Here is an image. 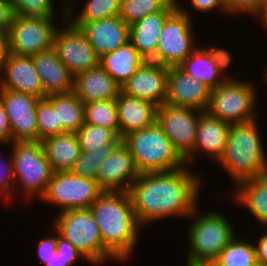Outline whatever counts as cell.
Returning a JSON list of instances; mask_svg holds the SVG:
<instances>
[{
	"label": "cell",
	"mask_w": 267,
	"mask_h": 266,
	"mask_svg": "<svg viewBox=\"0 0 267 266\" xmlns=\"http://www.w3.org/2000/svg\"><path fill=\"white\" fill-rule=\"evenodd\" d=\"M185 167L142 173L133 182L128 193L141 226L169 217L188 218L198 207L201 180Z\"/></svg>",
	"instance_id": "6da1fadb"
},
{
	"label": "cell",
	"mask_w": 267,
	"mask_h": 266,
	"mask_svg": "<svg viewBox=\"0 0 267 266\" xmlns=\"http://www.w3.org/2000/svg\"><path fill=\"white\" fill-rule=\"evenodd\" d=\"M89 209L99 227L104 248L115 261H126L134 250L142 227L129 193L104 191Z\"/></svg>",
	"instance_id": "7a4b0ae2"
},
{
	"label": "cell",
	"mask_w": 267,
	"mask_h": 266,
	"mask_svg": "<svg viewBox=\"0 0 267 266\" xmlns=\"http://www.w3.org/2000/svg\"><path fill=\"white\" fill-rule=\"evenodd\" d=\"M256 120L231 125L224 155L218 162L235 185L267 174V157Z\"/></svg>",
	"instance_id": "3957f363"
},
{
	"label": "cell",
	"mask_w": 267,
	"mask_h": 266,
	"mask_svg": "<svg viewBox=\"0 0 267 266\" xmlns=\"http://www.w3.org/2000/svg\"><path fill=\"white\" fill-rule=\"evenodd\" d=\"M122 142L128 147L140 174L167 172L186 165L156 122L127 134Z\"/></svg>",
	"instance_id": "277c9868"
},
{
	"label": "cell",
	"mask_w": 267,
	"mask_h": 266,
	"mask_svg": "<svg viewBox=\"0 0 267 266\" xmlns=\"http://www.w3.org/2000/svg\"><path fill=\"white\" fill-rule=\"evenodd\" d=\"M197 210L199 209L196 208L190 215L195 220L188 231L190 252L186 264L211 266L221 251L235 238V232L229 220L221 213L212 210L199 215Z\"/></svg>",
	"instance_id": "5b68a950"
},
{
	"label": "cell",
	"mask_w": 267,
	"mask_h": 266,
	"mask_svg": "<svg viewBox=\"0 0 267 266\" xmlns=\"http://www.w3.org/2000/svg\"><path fill=\"white\" fill-rule=\"evenodd\" d=\"M53 228L72 243L91 264L97 266L108 259L115 260L104 248L99 227L90 209L59 212L54 219Z\"/></svg>",
	"instance_id": "8992f818"
},
{
	"label": "cell",
	"mask_w": 267,
	"mask_h": 266,
	"mask_svg": "<svg viewBox=\"0 0 267 266\" xmlns=\"http://www.w3.org/2000/svg\"><path fill=\"white\" fill-rule=\"evenodd\" d=\"M12 146L15 191L19 190L18 193H20L22 187L26 198H34L38 195L42 198L53 170L46 159L41 141H15L12 142Z\"/></svg>",
	"instance_id": "52a82bcc"
},
{
	"label": "cell",
	"mask_w": 267,
	"mask_h": 266,
	"mask_svg": "<svg viewBox=\"0 0 267 266\" xmlns=\"http://www.w3.org/2000/svg\"><path fill=\"white\" fill-rule=\"evenodd\" d=\"M256 101V90L252 83L228 77L211 89L206 111L231 125L244 123L257 119L254 114Z\"/></svg>",
	"instance_id": "ba28073f"
},
{
	"label": "cell",
	"mask_w": 267,
	"mask_h": 266,
	"mask_svg": "<svg viewBox=\"0 0 267 266\" xmlns=\"http://www.w3.org/2000/svg\"><path fill=\"white\" fill-rule=\"evenodd\" d=\"M54 19L15 15L9 31L3 36L5 51L20 56H34L52 49L58 30Z\"/></svg>",
	"instance_id": "9c48e42d"
},
{
	"label": "cell",
	"mask_w": 267,
	"mask_h": 266,
	"mask_svg": "<svg viewBox=\"0 0 267 266\" xmlns=\"http://www.w3.org/2000/svg\"><path fill=\"white\" fill-rule=\"evenodd\" d=\"M178 7L167 17L158 38L155 63L177 67L197 47L189 13Z\"/></svg>",
	"instance_id": "30bf717a"
},
{
	"label": "cell",
	"mask_w": 267,
	"mask_h": 266,
	"mask_svg": "<svg viewBox=\"0 0 267 266\" xmlns=\"http://www.w3.org/2000/svg\"><path fill=\"white\" fill-rule=\"evenodd\" d=\"M103 192L95 179L78 176L71 171L53 172L41 199L58 205L63 212L89 209Z\"/></svg>",
	"instance_id": "8fae6325"
},
{
	"label": "cell",
	"mask_w": 267,
	"mask_h": 266,
	"mask_svg": "<svg viewBox=\"0 0 267 266\" xmlns=\"http://www.w3.org/2000/svg\"><path fill=\"white\" fill-rule=\"evenodd\" d=\"M201 112L192 108L170 106L166 103L157 108L156 123L170 139L175 151L185 163L192 161V150Z\"/></svg>",
	"instance_id": "7c38bea8"
},
{
	"label": "cell",
	"mask_w": 267,
	"mask_h": 266,
	"mask_svg": "<svg viewBox=\"0 0 267 266\" xmlns=\"http://www.w3.org/2000/svg\"><path fill=\"white\" fill-rule=\"evenodd\" d=\"M64 28H58L55 33L53 49L59 60L75 77L77 74L100 64V57L90 45L85 33L73 25L66 17L64 6Z\"/></svg>",
	"instance_id": "4fadbf2b"
},
{
	"label": "cell",
	"mask_w": 267,
	"mask_h": 266,
	"mask_svg": "<svg viewBox=\"0 0 267 266\" xmlns=\"http://www.w3.org/2000/svg\"><path fill=\"white\" fill-rule=\"evenodd\" d=\"M39 99L30 94L0 89V101L8 115L13 142L38 141L36 110Z\"/></svg>",
	"instance_id": "5bb4252c"
},
{
	"label": "cell",
	"mask_w": 267,
	"mask_h": 266,
	"mask_svg": "<svg viewBox=\"0 0 267 266\" xmlns=\"http://www.w3.org/2000/svg\"><path fill=\"white\" fill-rule=\"evenodd\" d=\"M231 56L229 51L223 48L197 47L179 67L196 80L214 89L228 78L223 72L231 64L233 60Z\"/></svg>",
	"instance_id": "9a60e30c"
},
{
	"label": "cell",
	"mask_w": 267,
	"mask_h": 266,
	"mask_svg": "<svg viewBox=\"0 0 267 266\" xmlns=\"http://www.w3.org/2000/svg\"><path fill=\"white\" fill-rule=\"evenodd\" d=\"M0 89H7L44 98L43 86L31 56L4 51L1 60Z\"/></svg>",
	"instance_id": "2e32d148"
},
{
	"label": "cell",
	"mask_w": 267,
	"mask_h": 266,
	"mask_svg": "<svg viewBox=\"0 0 267 266\" xmlns=\"http://www.w3.org/2000/svg\"><path fill=\"white\" fill-rule=\"evenodd\" d=\"M210 95L211 88L206 84L185 73L179 66L168 67L166 104L206 111Z\"/></svg>",
	"instance_id": "e0dca14e"
},
{
	"label": "cell",
	"mask_w": 267,
	"mask_h": 266,
	"mask_svg": "<svg viewBox=\"0 0 267 266\" xmlns=\"http://www.w3.org/2000/svg\"><path fill=\"white\" fill-rule=\"evenodd\" d=\"M139 175L133 156L121 141L100 164L95 180L103 191L128 192Z\"/></svg>",
	"instance_id": "ac0fdd59"
},
{
	"label": "cell",
	"mask_w": 267,
	"mask_h": 266,
	"mask_svg": "<svg viewBox=\"0 0 267 266\" xmlns=\"http://www.w3.org/2000/svg\"><path fill=\"white\" fill-rule=\"evenodd\" d=\"M168 67L145 61L122 86L125 94L162 106L167 94Z\"/></svg>",
	"instance_id": "d6986e66"
},
{
	"label": "cell",
	"mask_w": 267,
	"mask_h": 266,
	"mask_svg": "<svg viewBox=\"0 0 267 266\" xmlns=\"http://www.w3.org/2000/svg\"><path fill=\"white\" fill-rule=\"evenodd\" d=\"M71 23L80 27L85 33L99 57L116 50L129 41L130 26L119 15L92 22Z\"/></svg>",
	"instance_id": "ffe728a7"
},
{
	"label": "cell",
	"mask_w": 267,
	"mask_h": 266,
	"mask_svg": "<svg viewBox=\"0 0 267 266\" xmlns=\"http://www.w3.org/2000/svg\"><path fill=\"white\" fill-rule=\"evenodd\" d=\"M177 7V0H173L164 10L149 14L130 25L129 41L146 61L155 62L160 32L167 17Z\"/></svg>",
	"instance_id": "44dd1931"
},
{
	"label": "cell",
	"mask_w": 267,
	"mask_h": 266,
	"mask_svg": "<svg viewBox=\"0 0 267 266\" xmlns=\"http://www.w3.org/2000/svg\"><path fill=\"white\" fill-rule=\"evenodd\" d=\"M31 57L43 86L44 98L73 92L74 76L59 60L53 48Z\"/></svg>",
	"instance_id": "7402d4cb"
},
{
	"label": "cell",
	"mask_w": 267,
	"mask_h": 266,
	"mask_svg": "<svg viewBox=\"0 0 267 266\" xmlns=\"http://www.w3.org/2000/svg\"><path fill=\"white\" fill-rule=\"evenodd\" d=\"M231 124L202 111L196 129V139L192 150V161L198 151L205 152L215 162H219L225 152Z\"/></svg>",
	"instance_id": "603a6c76"
},
{
	"label": "cell",
	"mask_w": 267,
	"mask_h": 266,
	"mask_svg": "<svg viewBox=\"0 0 267 266\" xmlns=\"http://www.w3.org/2000/svg\"><path fill=\"white\" fill-rule=\"evenodd\" d=\"M121 86L99 64L74 77L73 92L85 104L100 100H114Z\"/></svg>",
	"instance_id": "cb8c5ba5"
},
{
	"label": "cell",
	"mask_w": 267,
	"mask_h": 266,
	"mask_svg": "<svg viewBox=\"0 0 267 266\" xmlns=\"http://www.w3.org/2000/svg\"><path fill=\"white\" fill-rule=\"evenodd\" d=\"M119 121V137L149 127L156 122L158 106L154 103L135 98L120 92L116 98Z\"/></svg>",
	"instance_id": "d4e9b609"
},
{
	"label": "cell",
	"mask_w": 267,
	"mask_h": 266,
	"mask_svg": "<svg viewBox=\"0 0 267 266\" xmlns=\"http://www.w3.org/2000/svg\"><path fill=\"white\" fill-rule=\"evenodd\" d=\"M41 143L53 172L70 171L81 154L78 137L74 132L46 137Z\"/></svg>",
	"instance_id": "484cf974"
},
{
	"label": "cell",
	"mask_w": 267,
	"mask_h": 266,
	"mask_svg": "<svg viewBox=\"0 0 267 266\" xmlns=\"http://www.w3.org/2000/svg\"><path fill=\"white\" fill-rule=\"evenodd\" d=\"M145 61L130 41L100 57V65L120 86L127 82Z\"/></svg>",
	"instance_id": "4316f807"
},
{
	"label": "cell",
	"mask_w": 267,
	"mask_h": 266,
	"mask_svg": "<svg viewBox=\"0 0 267 266\" xmlns=\"http://www.w3.org/2000/svg\"><path fill=\"white\" fill-rule=\"evenodd\" d=\"M234 199L246 206L263 226L267 224V174L243 180L235 186Z\"/></svg>",
	"instance_id": "83f0119b"
},
{
	"label": "cell",
	"mask_w": 267,
	"mask_h": 266,
	"mask_svg": "<svg viewBox=\"0 0 267 266\" xmlns=\"http://www.w3.org/2000/svg\"><path fill=\"white\" fill-rule=\"evenodd\" d=\"M57 110L58 124L62 133H76L84 124V103L74 93L53 94L46 97Z\"/></svg>",
	"instance_id": "f1b7e54d"
},
{
	"label": "cell",
	"mask_w": 267,
	"mask_h": 266,
	"mask_svg": "<svg viewBox=\"0 0 267 266\" xmlns=\"http://www.w3.org/2000/svg\"><path fill=\"white\" fill-rule=\"evenodd\" d=\"M71 3L74 4L71 0L64 3L66 5V18L70 22H92L119 15L121 0H87L82 11L75 17H73L75 7Z\"/></svg>",
	"instance_id": "f546056e"
},
{
	"label": "cell",
	"mask_w": 267,
	"mask_h": 266,
	"mask_svg": "<svg viewBox=\"0 0 267 266\" xmlns=\"http://www.w3.org/2000/svg\"><path fill=\"white\" fill-rule=\"evenodd\" d=\"M256 263L255 244L252 245L235 236L211 266H254Z\"/></svg>",
	"instance_id": "4dcf8cb0"
},
{
	"label": "cell",
	"mask_w": 267,
	"mask_h": 266,
	"mask_svg": "<svg viewBox=\"0 0 267 266\" xmlns=\"http://www.w3.org/2000/svg\"><path fill=\"white\" fill-rule=\"evenodd\" d=\"M84 117L86 124L111 128L119 135L116 99L85 103Z\"/></svg>",
	"instance_id": "1f68e13d"
},
{
	"label": "cell",
	"mask_w": 267,
	"mask_h": 266,
	"mask_svg": "<svg viewBox=\"0 0 267 266\" xmlns=\"http://www.w3.org/2000/svg\"><path fill=\"white\" fill-rule=\"evenodd\" d=\"M118 144H104L92 151H81L80 157L70 170L73 174L96 179L100 164L108 158Z\"/></svg>",
	"instance_id": "d6a6232c"
},
{
	"label": "cell",
	"mask_w": 267,
	"mask_h": 266,
	"mask_svg": "<svg viewBox=\"0 0 267 266\" xmlns=\"http://www.w3.org/2000/svg\"><path fill=\"white\" fill-rule=\"evenodd\" d=\"M81 151H92L104 144H119L122 139L111 128L84 124L77 132Z\"/></svg>",
	"instance_id": "836d02e7"
},
{
	"label": "cell",
	"mask_w": 267,
	"mask_h": 266,
	"mask_svg": "<svg viewBox=\"0 0 267 266\" xmlns=\"http://www.w3.org/2000/svg\"><path fill=\"white\" fill-rule=\"evenodd\" d=\"M173 0H121L119 16L130 26L149 14L164 10Z\"/></svg>",
	"instance_id": "e575fe53"
},
{
	"label": "cell",
	"mask_w": 267,
	"mask_h": 266,
	"mask_svg": "<svg viewBox=\"0 0 267 266\" xmlns=\"http://www.w3.org/2000/svg\"><path fill=\"white\" fill-rule=\"evenodd\" d=\"M36 116L38 141L46 137L62 134V124H58L57 110L46 97L39 99Z\"/></svg>",
	"instance_id": "d590c367"
},
{
	"label": "cell",
	"mask_w": 267,
	"mask_h": 266,
	"mask_svg": "<svg viewBox=\"0 0 267 266\" xmlns=\"http://www.w3.org/2000/svg\"><path fill=\"white\" fill-rule=\"evenodd\" d=\"M14 15L56 18L53 0H8Z\"/></svg>",
	"instance_id": "8d00e7d4"
},
{
	"label": "cell",
	"mask_w": 267,
	"mask_h": 266,
	"mask_svg": "<svg viewBox=\"0 0 267 266\" xmlns=\"http://www.w3.org/2000/svg\"><path fill=\"white\" fill-rule=\"evenodd\" d=\"M55 234L57 235V249L52 256L49 258V265L46 266H71L76 260L84 258V256L79 252V250L69 241L64 239L59 235L57 230Z\"/></svg>",
	"instance_id": "74e56055"
},
{
	"label": "cell",
	"mask_w": 267,
	"mask_h": 266,
	"mask_svg": "<svg viewBox=\"0 0 267 266\" xmlns=\"http://www.w3.org/2000/svg\"><path fill=\"white\" fill-rule=\"evenodd\" d=\"M9 157H11L9 162L2 161L0 157V194L6 200L11 201V198L14 199L12 196L15 191V177L13 158L12 156Z\"/></svg>",
	"instance_id": "f35d334b"
},
{
	"label": "cell",
	"mask_w": 267,
	"mask_h": 266,
	"mask_svg": "<svg viewBox=\"0 0 267 266\" xmlns=\"http://www.w3.org/2000/svg\"><path fill=\"white\" fill-rule=\"evenodd\" d=\"M225 7H226V13H231L237 15L238 13H246L250 15H254L257 10L259 9V6L261 4L262 0H223Z\"/></svg>",
	"instance_id": "ab89813d"
},
{
	"label": "cell",
	"mask_w": 267,
	"mask_h": 266,
	"mask_svg": "<svg viewBox=\"0 0 267 266\" xmlns=\"http://www.w3.org/2000/svg\"><path fill=\"white\" fill-rule=\"evenodd\" d=\"M57 249V236L53 235L47 238H43L38 244L37 253L41 262L45 265H49V258Z\"/></svg>",
	"instance_id": "60d3db41"
},
{
	"label": "cell",
	"mask_w": 267,
	"mask_h": 266,
	"mask_svg": "<svg viewBox=\"0 0 267 266\" xmlns=\"http://www.w3.org/2000/svg\"><path fill=\"white\" fill-rule=\"evenodd\" d=\"M14 12L8 0H0V34L4 36L11 27Z\"/></svg>",
	"instance_id": "b9f144b4"
},
{
	"label": "cell",
	"mask_w": 267,
	"mask_h": 266,
	"mask_svg": "<svg viewBox=\"0 0 267 266\" xmlns=\"http://www.w3.org/2000/svg\"><path fill=\"white\" fill-rule=\"evenodd\" d=\"M13 142L11 127L5 107L0 101V143L10 144Z\"/></svg>",
	"instance_id": "7bdbcfd3"
},
{
	"label": "cell",
	"mask_w": 267,
	"mask_h": 266,
	"mask_svg": "<svg viewBox=\"0 0 267 266\" xmlns=\"http://www.w3.org/2000/svg\"><path fill=\"white\" fill-rule=\"evenodd\" d=\"M192 7L200 12H208L213 9L221 8L226 12V7L223 0H191Z\"/></svg>",
	"instance_id": "ee69618b"
},
{
	"label": "cell",
	"mask_w": 267,
	"mask_h": 266,
	"mask_svg": "<svg viewBox=\"0 0 267 266\" xmlns=\"http://www.w3.org/2000/svg\"><path fill=\"white\" fill-rule=\"evenodd\" d=\"M258 244H255L257 262L267 265V232L258 238Z\"/></svg>",
	"instance_id": "f6af8a7d"
},
{
	"label": "cell",
	"mask_w": 267,
	"mask_h": 266,
	"mask_svg": "<svg viewBox=\"0 0 267 266\" xmlns=\"http://www.w3.org/2000/svg\"><path fill=\"white\" fill-rule=\"evenodd\" d=\"M255 17L259 16L261 17V21L263 22V25L265 26V29H267V0H262L261 4L259 6V9L254 14Z\"/></svg>",
	"instance_id": "bcb514c9"
},
{
	"label": "cell",
	"mask_w": 267,
	"mask_h": 266,
	"mask_svg": "<svg viewBox=\"0 0 267 266\" xmlns=\"http://www.w3.org/2000/svg\"><path fill=\"white\" fill-rule=\"evenodd\" d=\"M5 51L4 44H0V71H1V60L3 56V52Z\"/></svg>",
	"instance_id": "7dc6e473"
},
{
	"label": "cell",
	"mask_w": 267,
	"mask_h": 266,
	"mask_svg": "<svg viewBox=\"0 0 267 266\" xmlns=\"http://www.w3.org/2000/svg\"><path fill=\"white\" fill-rule=\"evenodd\" d=\"M0 44H4V37L0 34Z\"/></svg>",
	"instance_id": "c3c4849f"
},
{
	"label": "cell",
	"mask_w": 267,
	"mask_h": 266,
	"mask_svg": "<svg viewBox=\"0 0 267 266\" xmlns=\"http://www.w3.org/2000/svg\"><path fill=\"white\" fill-rule=\"evenodd\" d=\"M264 75H265V85H267V69H266V72L264 73Z\"/></svg>",
	"instance_id": "681fc988"
},
{
	"label": "cell",
	"mask_w": 267,
	"mask_h": 266,
	"mask_svg": "<svg viewBox=\"0 0 267 266\" xmlns=\"http://www.w3.org/2000/svg\"><path fill=\"white\" fill-rule=\"evenodd\" d=\"M254 266H267V265L257 262Z\"/></svg>",
	"instance_id": "f907efd6"
},
{
	"label": "cell",
	"mask_w": 267,
	"mask_h": 266,
	"mask_svg": "<svg viewBox=\"0 0 267 266\" xmlns=\"http://www.w3.org/2000/svg\"><path fill=\"white\" fill-rule=\"evenodd\" d=\"M187 266H207V265H189V264H187Z\"/></svg>",
	"instance_id": "816d5d0a"
}]
</instances>
